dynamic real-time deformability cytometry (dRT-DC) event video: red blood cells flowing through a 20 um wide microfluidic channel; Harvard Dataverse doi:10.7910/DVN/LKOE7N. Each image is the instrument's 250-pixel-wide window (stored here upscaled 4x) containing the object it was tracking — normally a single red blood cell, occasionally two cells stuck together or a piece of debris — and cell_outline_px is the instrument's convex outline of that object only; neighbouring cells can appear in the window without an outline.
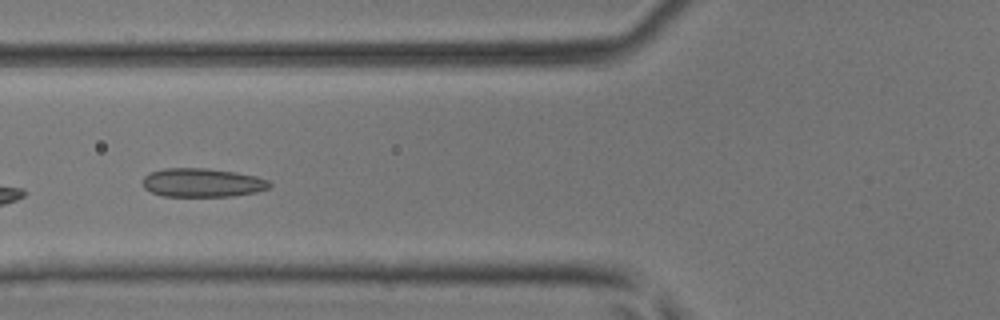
{"species": "common noctule bat (a hibernating species)", "species_latin": "Nyctalus noctula", "temperature_condition": "room temperature", "stored_images_in_passage": 35, "camera_frame_rate_fps": 3000, "um_per_image_px": 0.085, "animal": {"sex": "male", "body_mass_g": 17.9, "forearm_length_mm": 54.2}, "frame": {"image": 1, "passage_image": 4, "time_ms": 1.0, "image_size_px": [1000, 320], "cell_outline_px": [[272, 184], [268, 188], [256, 192], [232, 196], [164, 196], [152, 192], [144, 188], [144, 176], [152, 172], [164, 168], [204, 168], [236, 172], [256, 176], [268, 180]], "centroid_in_image_um": [17.22, 15.52], "position_along_channel_um": 108.6, "area_um2": 21.1}}
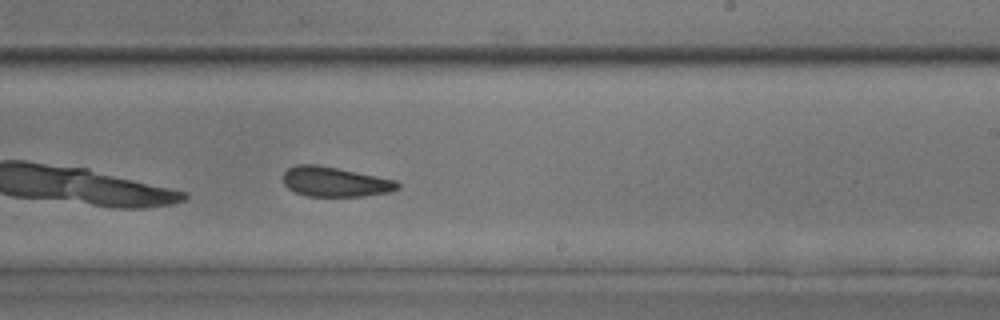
{"frame": {"image": 2, "passage_image": 15, "time_ms": 4.667, "image_size_px": [1000, 320], "cell_outline_px": [[400, 188], [388, 192], [364, 196], [308, 196], [296, 192], [288, 188], [284, 184], [284, 172], [288, 168], [296, 164], [316, 164], [396, 180], [400, 184]], "centroid_in_image_um": [28.47, 15.45], "position_along_channel_um": 260.5, "area_um2": 19.71}}
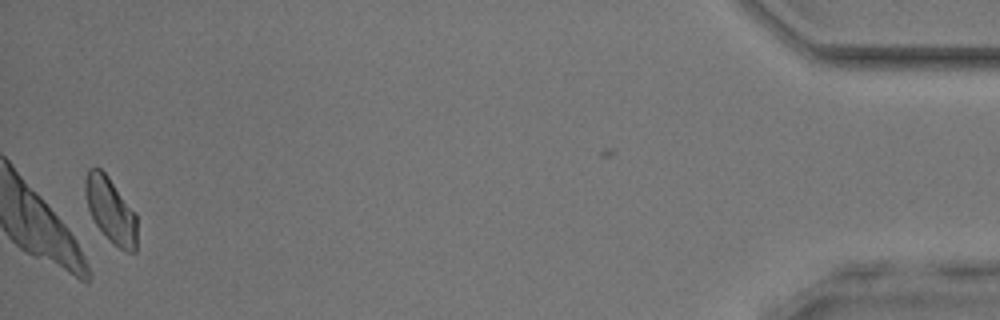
{"frame": {"image": 3, "passage_image": 33, "time_ms": 10.667, "image_size_px": [1000, 320], "cell_outline_px": [[136, 252], [128, 252], [120, 248], [96, 224], [88, 208], [84, 188], [84, 180], [88, 168], [100, 168], [108, 176], [136, 212]], "centroid_in_image_um": [9.41, 17.81], "position_along_channel_um": 425.8, "area_um2": 19.36}, "authors_computed_cell_mechanics": {"area_um2": 20.1144, "velocity_mm_per_s": 4.1628, "shape_relaxation_time_tau1_ms": null, "shape_relaxation_time_tau2_ms": 2.6069, "deformation_change_tau1": null, "deformation_change_tau2": 0.0749}}